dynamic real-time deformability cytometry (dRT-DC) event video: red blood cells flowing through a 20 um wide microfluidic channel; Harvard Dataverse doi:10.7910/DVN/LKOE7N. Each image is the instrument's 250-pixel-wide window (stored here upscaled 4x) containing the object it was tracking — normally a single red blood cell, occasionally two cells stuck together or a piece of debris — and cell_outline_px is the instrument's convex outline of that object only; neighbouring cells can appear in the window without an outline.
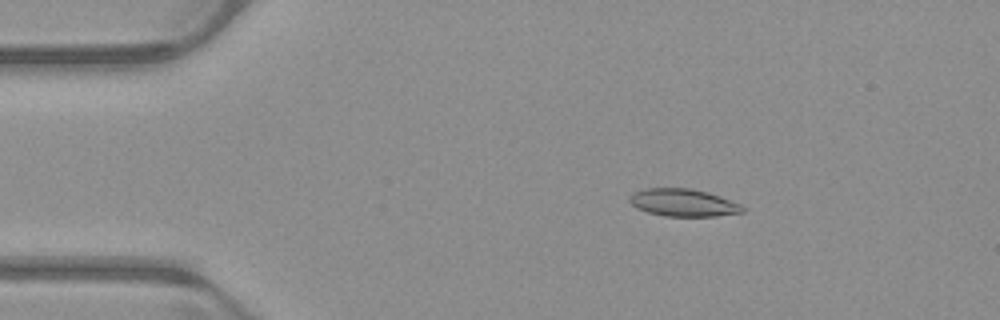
{"species": "common noctule bat (a hibernating species)", "species_latin": "Nyctalus noctula", "temperature_condition": "warm", "stored_images_in_passage": 45, "camera_frame_rate_fps": 3000, "um_per_image_px": 0.085, "animal": {"sex": "male", "body_mass_g": 23.1, "forearm_length_mm": 52.7}, "frame": {"image": 1, "passage_image": 2, "time_ms": 0.333, "image_size_px": [1000, 320], "cell_outline_px": [[744, 212], [716, 216], [664, 216], [648, 212], [636, 208], [628, 200], [636, 192], [644, 188], [692, 188], [708, 192], [720, 196], [740, 204], [744, 208]], "centroid_in_image_um": [58.09, 17.22], "position_along_channel_um": 26.9, "area_um2": 18.03}}
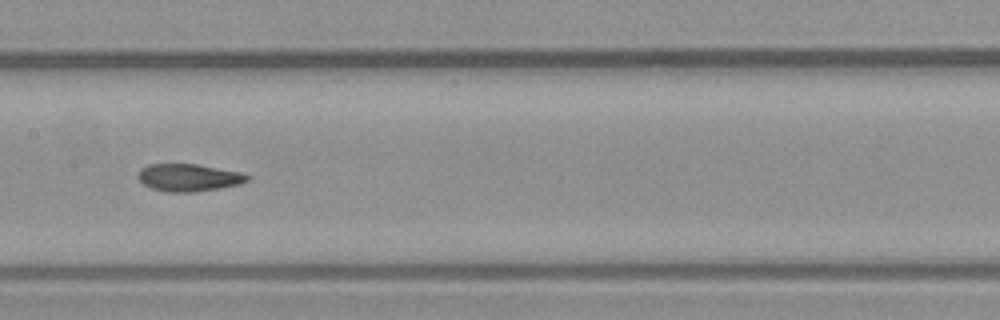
{"frame": {"image": 2, "passage_image": 19, "time_ms": 6.0, "image_size_px": [1000, 320], "cell_outline_px": [[252, 176], [248, 180], [240, 184], [220, 188], [196, 192], [168, 192], [152, 188], [144, 184], [140, 180], [140, 168], [148, 164], [196, 164], [240, 172]], "centroid_in_image_um": [16.08, 15.09], "position_along_channel_um": 191.3, "area_um2": 17.34}}
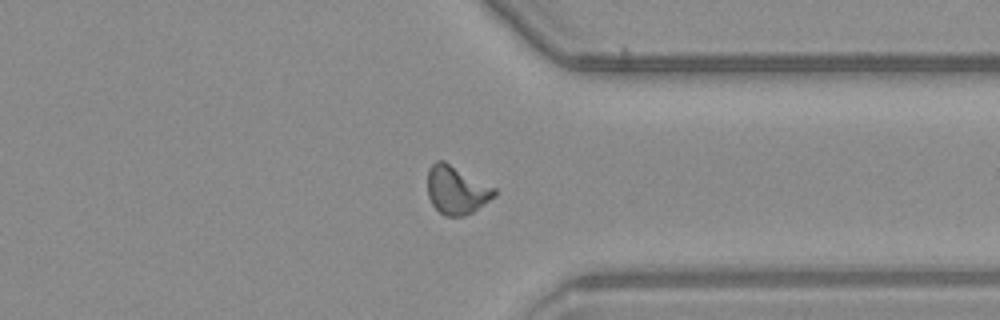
{"frame": {"image": 3, "passage_image": 33, "time_ms": 10.667, "image_size_px": [1000, 320], "cell_outline_px": [[496, 196], [472, 212], [464, 216], [444, 216], [432, 204], [428, 196], [428, 168], [436, 160], [444, 160], [496, 188]], "centroid_in_image_um": [38.8, 16.14], "position_along_channel_um": 372.6, "area_um2": 18.84}, "authors_computed_cell_mechanics": {"area_um2": 17.6868, "velocity_mm_per_s": 3.959, "shape_relaxation_time_tau1_ms": null, "shape_relaxation_time_tau2_ms": 2.2466, "deformation_change_tau1": null, "deformation_change_tau2": 0.0907}}